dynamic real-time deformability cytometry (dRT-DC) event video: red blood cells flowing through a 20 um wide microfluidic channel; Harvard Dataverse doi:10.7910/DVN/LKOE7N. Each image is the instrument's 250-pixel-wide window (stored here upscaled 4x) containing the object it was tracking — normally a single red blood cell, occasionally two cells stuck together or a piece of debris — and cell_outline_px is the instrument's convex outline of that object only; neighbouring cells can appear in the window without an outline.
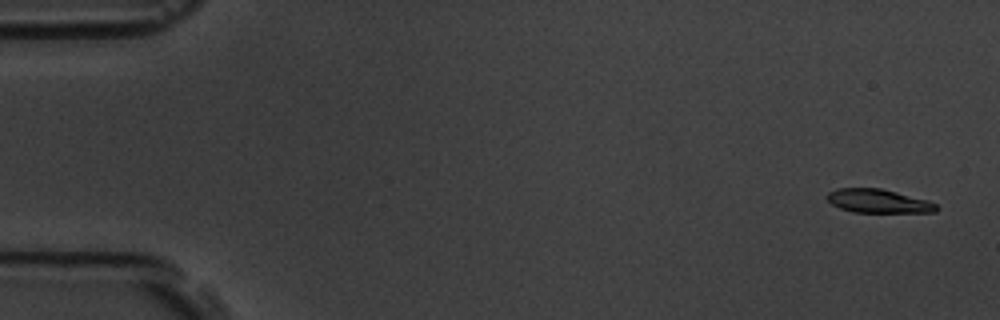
{"species": "common noctule bat (a hibernating species)", "species_latin": "Nyctalus noctula", "temperature_condition": "room temperature", "stored_images_in_passage": 55, "camera_frame_rate_fps": 3000, "um_per_image_px": 0.085, "animal": {"sex": "male", "body_mass_g": 19.5, "forearm_length_mm": 54.6}, "frame": {"image": 1, "passage_image": 1, "time_ms": 0.0, "image_size_px": [1000, 320], "cell_outline_px": [[940, 208], [936, 212], [852, 212], [840, 208], [832, 204], [824, 196], [828, 192], [836, 188], [880, 188], [928, 200], [936, 204]], "centroid_in_image_um": [74.64, 17.09], "position_along_channel_um": 10.4, "area_um2": 15.14}}
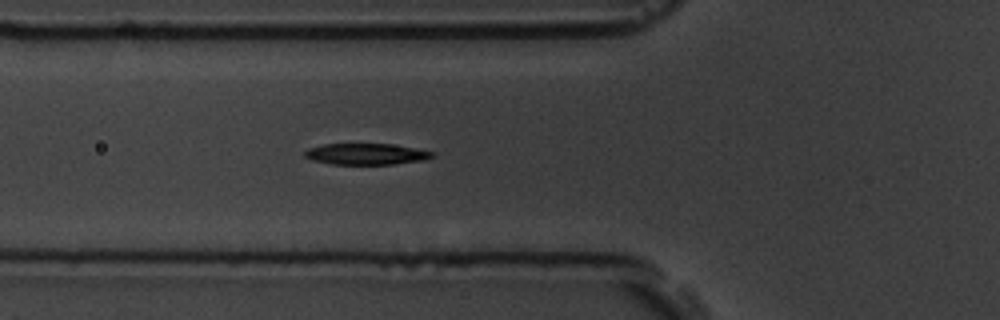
{"frame": {"image": 2, "passage_image": 19, "time_ms": 6.0, "image_size_px": [1000, 320], "cell_outline_px": [[436, 156], [424, 160], [396, 164], [332, 164], [312, 160], [304, 156], [304, 152], [308, 148], [324, 144], [388, 144], [416, 148], [436, 152]], "centroid_in_image_um": [31.16, 13.09], "position_along_channel_um": 94.6, "area_um2": 15.84}}
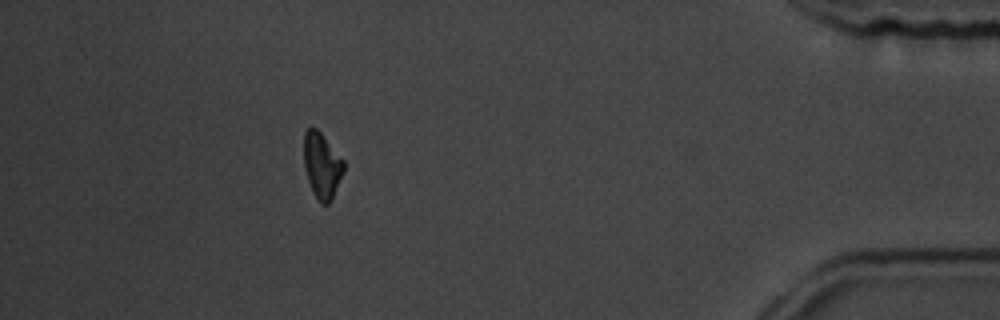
{"frame": {"image": 3, "passage_image": 49, "time_ms": 16.0, "image_size_px": [1000, 320], "cell_outline_px": [[344, 172], [332, 200], [328, 204], [320, 204], [316, 200], [312, 192], [304, 168], [304, 132], [308, 128], [316, 128], [320, 132], [344, 160]], "centroid_in_image_um": [27.36, 14.11], "position_along_channel_um": 407.8, "area_um2": 15.43}, "authors_computed_cell_mechanics": {"area_um2": 16.2418, "velocity_mm_per_s": 3.652, "shape_relaxation_time_tau1_ms": 2.985, "shape_relaxation_time_tau2_ms": null, "deformation_change_tau1": 0.1383, "deformation_change_tau2": null}}